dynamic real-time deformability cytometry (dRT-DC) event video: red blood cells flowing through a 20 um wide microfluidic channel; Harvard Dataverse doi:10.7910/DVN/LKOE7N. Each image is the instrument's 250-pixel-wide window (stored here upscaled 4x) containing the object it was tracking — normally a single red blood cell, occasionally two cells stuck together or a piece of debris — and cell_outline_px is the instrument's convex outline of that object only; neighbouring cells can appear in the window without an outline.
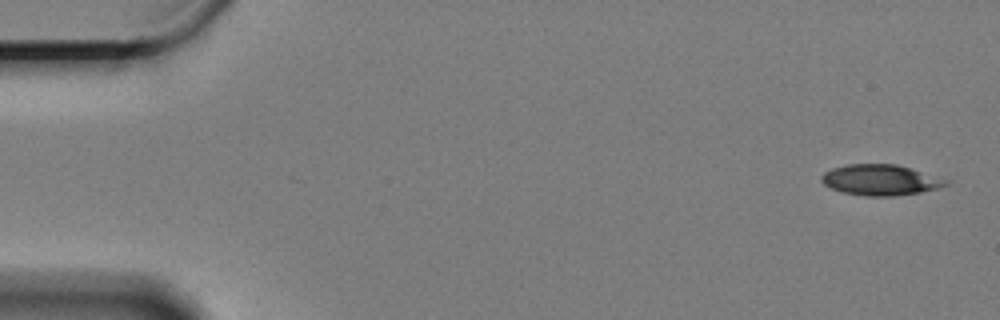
{"species": "Egyptian fruit bat (a non-hibernating species)", "species_latin": "Rousettus aegyptiacus", "temperature_condition": "cold", "stored_images_in_passage": 14, "camera_frame_rate_fps": 3000, "um_per_image_px": 0.085, "animal": {"sex": "female"}, "frame": {"image": 1, "passage_image": 1, "time_ms": 0.0, "image_size_px": [1000, 320], "cell_outline_px": [[952, 180], [948, 184], [936, 188], [920, 192], [892, 196], [868, 196], [844, 192], [832, 188], [824, 184], [820, 180], [820, 176], [824, 172], [832, 168], [844, 164], [896, 164]], "centroid_in_image_um": [74.84, 15.28], "position_along_channel_um": 10.2, "area_um2": 22.25}}